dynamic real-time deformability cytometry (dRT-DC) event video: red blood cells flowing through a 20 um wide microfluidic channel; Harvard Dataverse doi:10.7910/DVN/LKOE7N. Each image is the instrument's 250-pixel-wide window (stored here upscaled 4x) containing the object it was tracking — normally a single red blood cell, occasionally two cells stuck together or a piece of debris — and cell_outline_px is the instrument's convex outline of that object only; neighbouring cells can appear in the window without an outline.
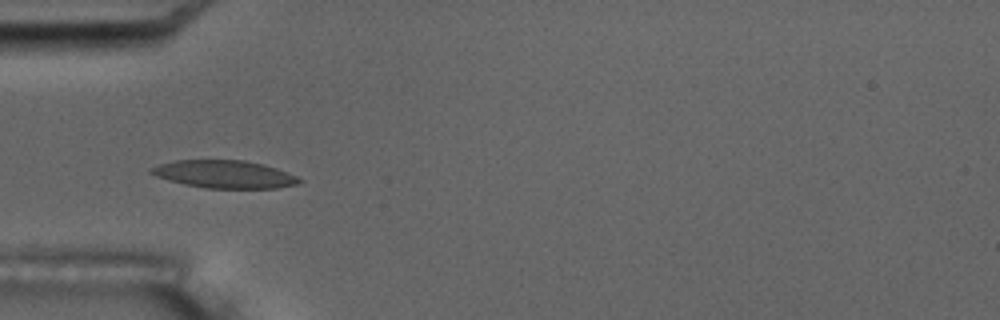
{"species": "common noctule bat (a hibernating species)", "species_latin": "Nyctalus noctula", "temperature_condition": "room temperature", "stored_images_in_passage": 5, "camera_frame_rate_fps": 3000, "um_per_image_px": 0.085, "animal": {"sex": "male", "body_mass_g": 17.5, "forearm_length_mm": 52.3}, "frame": {"image": 1, "passage_image": 5, "time_ms": 4.667, "image_size_px": [1000, 320], "cell_outline_px": [[304, 180], [300, 184], [276, 188], [204, 188], [184, 184], [168, 180], [156, 176], [148, 172], [148, 168], [160, 164], [176, 160], [244, 160], [264, 164], [276, 168], [296, 176]], "centroid_in_image_um": [19.07, 14.81], "position_along_channel_um": 65.9, "area_um2": 24.04}}